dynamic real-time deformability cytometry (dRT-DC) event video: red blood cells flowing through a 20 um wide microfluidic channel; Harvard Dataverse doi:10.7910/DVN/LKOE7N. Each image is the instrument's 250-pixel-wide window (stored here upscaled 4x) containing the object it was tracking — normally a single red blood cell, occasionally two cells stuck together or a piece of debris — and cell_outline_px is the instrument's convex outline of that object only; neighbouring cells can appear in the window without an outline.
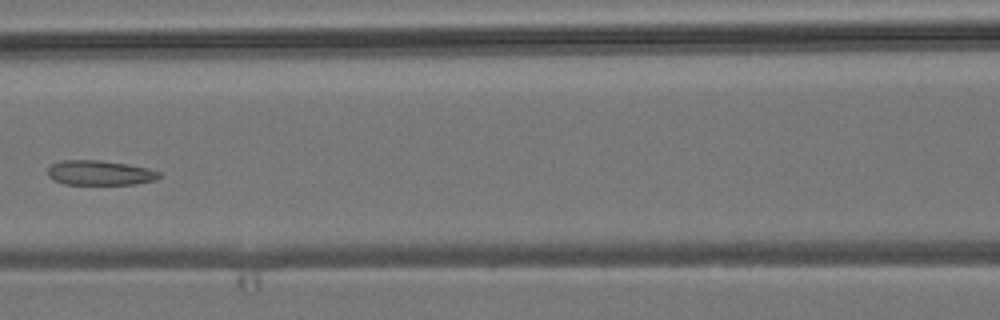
{"species": "common noctule bat (a hibernating species)", "species_latin": "Nyctalus noctula", "temperature_condition": "room temperature", "stored_images_in_passage": 4, "camera_frame_rate_fps": 3000, "um_per_image_px": 0.085, "animal": {"sex": "male", "body_mass_g": 19.2, "forearm_length_mm": 51.8}, "frame": {"image": 1, "passage_image": 3, "time_ms": 2.333, "image_size_px": [1000, 320], "cell_outline_px": [[160, 176], [156, 180], [136, 184], [64, 184], [52, 180], [48, 176], [48, 168], [52, 164], [60, 160], [100, 160], [128, 164], [148, 168], [160, 172]], "centroid_in_image_um": [8.47, 14.69], "position_along_channel_um": 158.1, "area_um2": 16.18}}
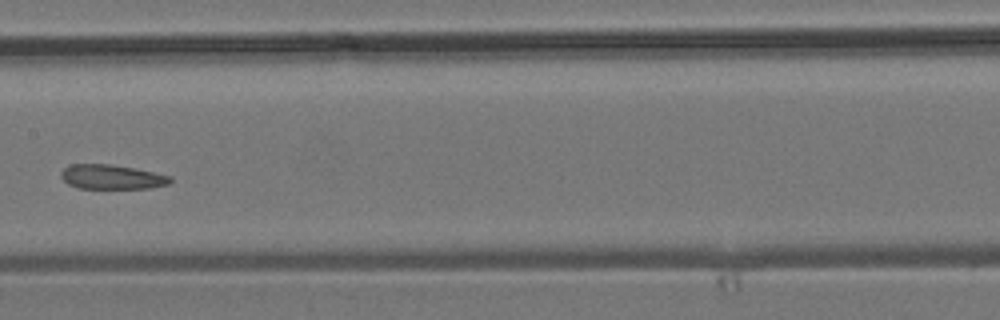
{"frame": {"image": 2, "passage_image": 4, "time_ms": 3.333, "image_size_px": [1000, 320], "cell_outline_px": [[172, 180], [168, 184], [148, 188], [76, 188], [68, 184], [60, 176], [60, 172], [64, 168], [72, 164], [108, 164], [132, 168], [172, 176]], "centroid_in_image_um": [9.47, 15.04], "position_along_channel_um": 197.9, "area_um2": 15.43}}